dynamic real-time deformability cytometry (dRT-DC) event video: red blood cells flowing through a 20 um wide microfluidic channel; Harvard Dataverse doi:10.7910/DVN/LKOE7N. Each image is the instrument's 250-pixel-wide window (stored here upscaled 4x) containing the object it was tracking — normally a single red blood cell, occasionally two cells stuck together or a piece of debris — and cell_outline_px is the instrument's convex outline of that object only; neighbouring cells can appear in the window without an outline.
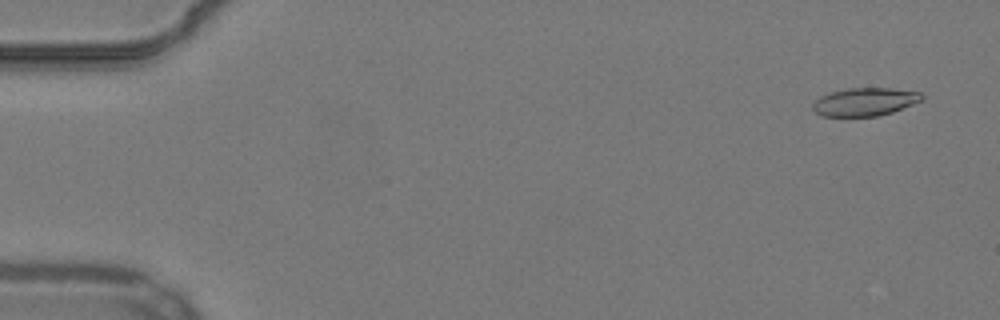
{"species": "common noctule bat (a hibernating species)", "species_latin": "Nyctalus noctula", "temperature_condition": "warm", "stored_images_in_passage": 13, "camera_frame_rate_fps": 3000, "um_per_image_px": 0.085, "animal": {"sex": "male", "body_mass_g": 19.2, "forearm_length_mm": 51.8}, "frame": {"image": 1, "passage_image": 1, "time_ms": 0.0, "image_size_px": [1000, 320], "cell_outline_px": [[924, 100], [892, 112], [876, 116], [820, 116], [812, 108], [812, 104], [820, 96], [828, 92], [848, 88], [892, 88], [920, 92], [924, 96]], "centroid_in_image_um": [73.51, 8.65], "position_along_channel_um": 11.5, "area_um2": 17.98}}